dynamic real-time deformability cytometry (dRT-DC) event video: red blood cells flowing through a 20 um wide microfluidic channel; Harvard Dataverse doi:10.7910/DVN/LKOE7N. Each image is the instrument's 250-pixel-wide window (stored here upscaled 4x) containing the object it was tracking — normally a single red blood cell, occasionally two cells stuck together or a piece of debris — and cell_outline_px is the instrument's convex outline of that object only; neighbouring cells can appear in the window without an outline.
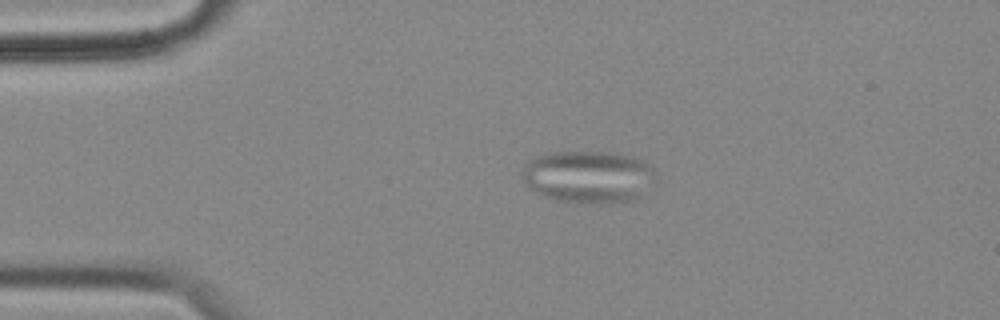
{"species": "common noctule bat (a hibernating species)", "species_latin": "Nyctalus noctula", "temperature_condition": "cold", "stored_images_in_passage": 56, "camera_frame_rate_fps": 3000, "um_per_image_px": 0.085, "animal": {"sex": "female", "body_mass_g": 18.4}, "frame": {"image": 1, "passage_image": 11, "time_ms": 3.333, "image_size_px": [1000, 320], "cell_outline_px": [[648, 172], [636, 200], [556, 200], [536, 192], [524, 184], [524, 168], [532, 160], [540, 156], [552, 152], [612, 152], [632, 156], [648, 164]], "centroid_in_image_um": [49.85, 14.96], "position_along_channel_um": 35.2, "area_um2": 37.74}}
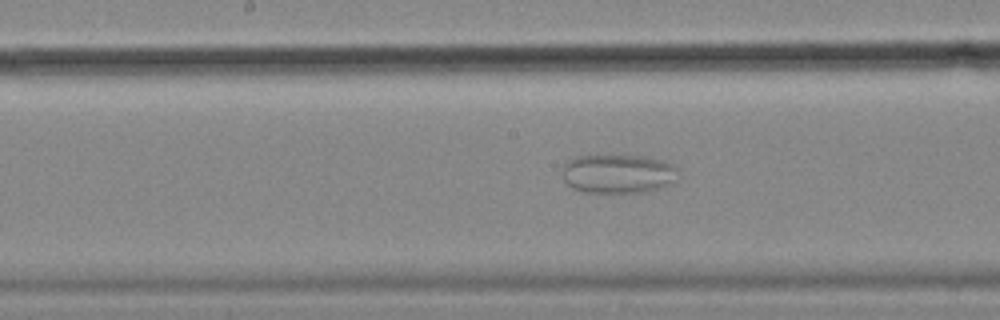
{"frame": {"image": 2, "passage_image": 28, "time_ms": 9.0, "image_size_px": [1000, 320], "cell_outline_px": [[680, 172], [676, 180], [660, 188], [648, 192], [584, 192], [572, 188], [564, 180], [564, 168], [576, 156], [644, 156], [660, 160], [676, 168]], "centroid_in_image_um": [52.58, 14.79], "position_along_channel_um": 195.6, "area_um2": 25.89}}
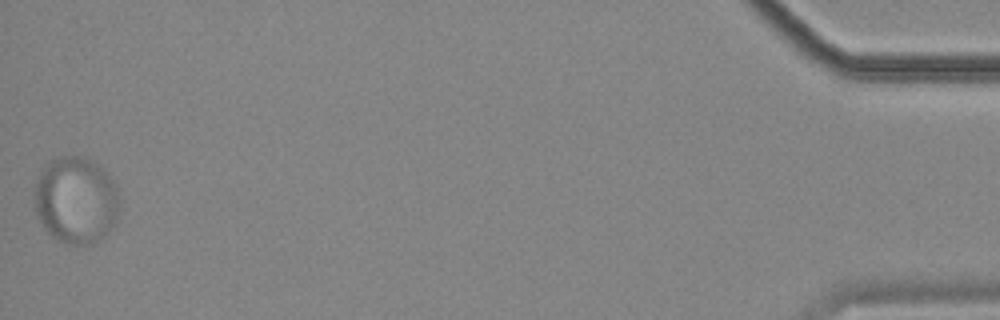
{"frame": {"image": 3, "passage_image": 56, "time_ms": 18.333, "image_size_px": [1000, 320], "cell_outline_px": [[120, 204], [116, 216], [112, 224], [92, 244], [68, 244], [52, 236], [44, 228], [36, 216], [36, 184], [40, 172], [52, 160], [64, 156], [80, 156], [96, 164], [116, 184]], "centroid_in_image_um": [6.44, 17.01], "position_along_channel_um": 428.8, "area_um2": 42.02}}